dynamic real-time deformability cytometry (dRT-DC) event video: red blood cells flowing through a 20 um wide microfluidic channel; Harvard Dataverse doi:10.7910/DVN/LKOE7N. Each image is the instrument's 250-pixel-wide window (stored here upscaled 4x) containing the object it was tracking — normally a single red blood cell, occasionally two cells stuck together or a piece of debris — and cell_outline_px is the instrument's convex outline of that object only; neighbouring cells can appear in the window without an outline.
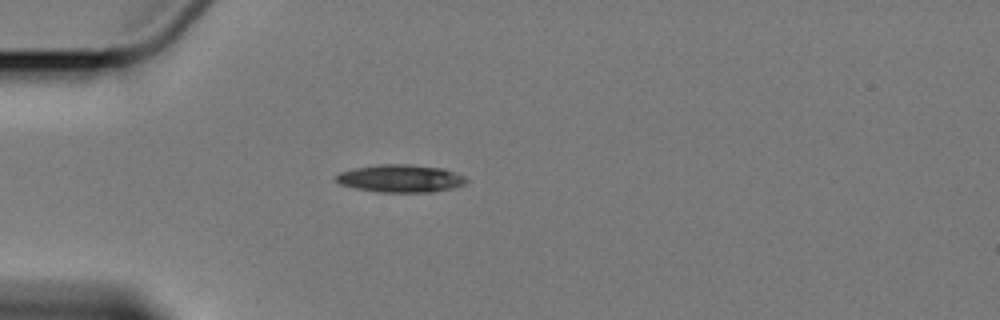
{"species": "Egyptian fruit bat (a non-hibernating species)", "species_latin": "Rousettus aegyptiacus", "temperature_condition": "cold", "stored_images_in_passage": 6, "camera_frame_rate_fps": 3000, "um_per_image_px": 0.085, "animal": {"sex": "female"}, "frame": {"image": 1, "passage_image": 6, "time_ms": 6.0, "image_size_px": [1000, 320], "cell_outline_px": [[468, 180], [464, 184], [452, 188], [432, 192], [380, 192], [356, 188], [340, 184], [336, 180], [336, 176], [340, 172], [356, 168], [376, 164], [408, 164], [444, 168], [464, 176]], "centroid_in_image_um": [34.06, 15.16], "position_along_channel_um": 50.9, "area_um2": 20.92}}